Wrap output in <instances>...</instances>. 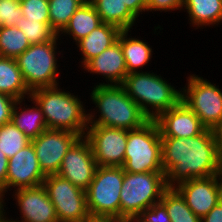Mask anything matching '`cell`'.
Segmentation results:
<instances>
[{
  "mask_svg": "<svg viewBox=\"0 0 222 222\" xmlns=\"http://www.w3.org/2000/svg\"><path fill=\"white\" fill-rule=\"evenodd\" d=\"M161 156L167 187L222 174V160L210 129L189 138L161 137Z\"/></svg>",
  "mask_w": 222,
  "mask_h": 222,
  "instance_id": "6da1fadb",
  "label": "cell"
},
{
  "mask_svg": "<svg viewBox=\"0 0 222 222\" xmlns=\"http://www.w3.org/2000/svg\"><path fill=\"white\" fill-rule=\"evenodd\" d=\"M90 91L95 108L88 109V125L135 130L149 121L121 84L94 85Z\"/></svg>",
  "mask_w": 222,
  "mask_h": 222,
  "instance_id": "7a4b0ae2",
  "label": "cell"
},
{
  "mask_svg": "<svg viewBox=\"0 0 222 222\" xmlns=\"http://www.w3.org/2000/svg\"><path fill=\"white\" fill-rule=\"evenodd\" d=\"M78 95L61 89L60 85L31 92L46 121L48 129L66 130L84 137L88 128V109Z\"/></svg>",
  "mask_w": 222,
  "mask_h": 222,
  "instance_id": "3957f363",
  "label": "cell"
},
{
  "mask_svg": "<svg viewBox=\"0 0 222 222\" xmlns=\"http://www.w3.org/2000/svg\"><path fill=\"white\" fill-rule=\"evenodd\" d=\"M162 77L153 71L133 72L121 84L149 120H155L181 101L182 89H176Z\"/></svg>",
  "mask_w": 222,
  "mask_h": 222,
  "instance_id": "277c9868",
  "label": "cell"
},
{
  "mask_svg": "<svg viewBox=\"0 0 222 222\" xmlns=\"http://www.w3.org/2000/svg\"><path fill=\"white\" fill-rule=\"evenodd\" d=\"M167 188L164 172H124L120 193V221L134 222L144 210L160 202Z\"/></svg>",
  "mask_w": 222,
  "mask_h": 222,
  "instance_id": "5b68a950",
  "label": "cell"
},
{
  "mask_svg": "<svg viewBox=\"0 0 222 222\" xmlns=\"http://www.w3.org/2000/svg\"><path fill=\"white\" fill-rule=\"evenodd\" d=\"M60 37L41 44H31L15 60L26 87L30 92L39 89L59 85L58 58L63 52L58 48L61 43ZM58 57V58H57ZM58 63V64H57Z\"/></svg>",
  "mask_w": 222,
  "mask_h": 222,
  "instance_id": "8992f818",
  "label": "cell"
},
{
  "mask_svg": "<svg viewBox=\"0 0 222 222\" xmlns=\"http://www.w3.org/2000/svg\"><path fill=\"white\" fill-rule=\"evenodd\" d=\"M122 168L131 173L163 172L161 133L155 120H149L138 129L128 130Z\"/></svg>",
  "mask_w": 222,
  "mask_h": 222,
  "instance_id": "52a82bcc",
  "label": "cell"
},
{
  "mask_svg": "<svg viewBox=\"0 0 222 222\" xmlns=\"http://www.w3.org/2000/svg\"><path fill=\"white\" fill-rule=\"evenodd\" d=\"M122 167L98 166L86 190L90 215L108 216L120 220V193L124 180Z\"/></svg>",
  "mask_w": 222,
  "mask_h": 222,
  "instance_id": "ba28073f",
  "label": "cell"
},
{
  "mask_svg": "<svg viewBox=\"0 0 222 222\" xmlns=\"http://www.w3.org/2000/svg\"><path fill=\"white\" fill-rule=\"evenodd\" d=\"M182 87L181 100L199 117L206 129L222 120V89L201 75L190 74Z\"/></svg>",
  "mask_w": 222,
  "mask_h": 222,
  "instance_id": "9c48e42d",
  "label": "cell"
},
{
  "mask_svg": "<svg viewBox=\"0 0 222 222\" xmlns=\"http://www.w3.org/2000/svg\"><path fill=\"white\" fill-rule=\"evenodd\" d=\"M54 205L59 222H81L89 215L86 191L57 174L48 175L42 184Z\"/></svg>",
  "mask_w": 222,
  "mask_h": 222,
  "instance_id": "30bf717a",
  "label": "cell"
},
{
  "mask_svg": "<svg viewBox=\"0 0 222 222\" xmlns=\"http://www.w3.org/2000/svg\"><path fill=\"white\" fill-rule=\"evenodd\" d=\"M12 194L11 198L15 200V207L18 208L20 215L16 219L12 215L7 217V203H2L3 222H59L54 205L43 185L16 189Z\"/></svg>",
  "mask_w": 222,
  "mask_h": 222,
  "instance_id": "8fae6325",
  "label": "cell"
},
{
  "mask_svg": "<svg viewBox=\"0 0 222 222\" xmlns=\"http://www.w3.org/2000/svg\"><path fill=\"white\" fill-rule=\"evenodd\" d=\"M84 137L91 145L98 166H123L128 130L88 125Z\"/></svg>",
  "mask_w": 222,
  "mask_h": 222,
  "instance_id": "7c38bea8",
  "label": "cell"
},
{
  "mask_svg": "<svg viewBox=\"0 0 222 222\" xmlns=\"http://www.w3.org/2000/svg\"><path fill=\"white\" fill-rule=\"evenodd\" d=\"M79 138L78 134L70 131L46 129L36 139L31 140L40 169L45 176L58 173L64 156Z\"/></svg>",
  "mask_w": 222,
  "mask_h": 222,
  "instance_id": "4fadbf2b",
  "label": "cell"
},
{
  "mask_svg": "<svg viewBox=\"0 0 222 222\" xmlns=\"http://www.w3.org/2000/svg\"><path fill=\"white\" fill-rule=\"evenodd\" d=\"M97 167L89 141L80 137L67 151L57 175L86 191Z\"/></svg>",
  "mask_w": 222,
  "mask_h": 222,
  "instance_id": "5bb4252c",
  "label": "cell"
},
{
  "mask_svg": "<svg viewBox=\"0 0 222 222\" xmlns=\"http://www.w3.org/2000/svg\"><path fill=\"white\" fill-rule=\"evenodd\" d=\"M174 188L194 214L202 218L222 200V174L186 180Z\"/></svg>",
  "mask_w": 222,
  "mask_h": 222,
  "instance_id": "9a60e30c",
  "label": "cell"
},
{
  "mask_svg": "<svg viewBox=\"0 0 222 222\" xmlns=\"http://www.w3.org/2000/svg\"><path fill=\"white\" fill-rule=\"evenodd\" d=\"M45 178L40 169L35 148L30 142L8 159L6 196L7 193L8 195L11 193V190L42 185Z\"/></svg>",
  "mask_w": 222,
  "mask_h": 222,
  "instance_id": "2e32d148",
  "label": "cell"
},
{
  "mask_svg": "<svg viewBox=\"0 0 222 222\" xmlns=\"http://www.w3.org/2000/svg\"><path fill=\"white\" fill-rule=\"evenodd\" d=\"M155 121L161 137L189 138L206 130L199 117L182 100L162 112Z\"/></svg>",
  "mask_w": 222,
  "mask_h": 222,
  "instance_id": "e0dca14e",
  "label": "cell"
},
{
  "mask_svg": "<svg viewBox=\"0 0 222 222\" xmlns=\"http://www.w3.org/2000/svg\"><path fill=\"white\" fill-rule=\"evenodd\" d=\"M83 69L87 73L100 75V77L102 76L101 78L105 79L103 83L97 82L94 85L122 84L128 73L119 37L113 45L91 59Z\"/></svg>",
  "mask_w": 222,
  "mask_h": 222,
  "instance_id": "ac0fdd59",
  "label": "cell"
},
{
  "mask_svg": "<svg viewBox=\"0 0 222 222\" xmlns=\"http://www.w3.org/2000/svg\"><path fill=\"white\" fill-rule=\"evenodd\" d=\"M121 29L109 23H102L86 37L75 43L81 55L79 65L83 68L91 59L113 45L121 33ZM79 48V49H78Z\"/></svg>",
  "mask_w": 222,
  "mask_h": 222,
  "instance_id": "d6986e66",
  "label": "cell"
},
{
  "mask_svg": "<svg viewBox=\"0 0 222 222\" xmlns=\"http://www.w3.org/2000/svg\"><path fill=\"white\" fill-rule=\"evenodd\" d=\"M31 105L25 104L26 98L19 99L15 102L12 113L11 122L30 140H34L39 134L47 128L44 114L37 103L30 97L27 98ZM24 106V107H23Z\"/></svg>",
  "mask_w": 222,
  "mask_h": 222,
  "instance_id": "ffe728a7",
  "label": "cell"
},
{
  "mask_svg": "<svg viewBox=\"0 0 222 222\" xmlns=\"http://www.w3.org/2000/svg\"><path fill=\"white\" fill-rule=\"evenodd\" d=\"M182 11L187 12L186 18L195 30L222 23V0H184Z\"/></svg>",
  "mask_w": 222,
  "mask_h": 222,
  "instance_id": "44dd1931",
  "label": "cell"
},
{
  "mask_svg": "<svg viewBox=\"0 0 222 222\" xmlns=\"http://www.w3.org/2000/svg\"><path fill=\"white\" fill-rule=\"evenodd\" d=\"M132 30H122L119 34V43L125 58L127 73L141 72L144 66H148L153 58V47L141 37H132Z\"/></svg>",
  "mask_w": 222,
  "mask_h": 222,
  "instance_id": "7402d4cb",
  "label": "cell"
},
{
  "mask_svg": "<svg viewBox=\"0 0 222 222\" xmlns=\"http://www.w3.org/2000/svg\"><path fill=\"white\" fill-rule=\"evenodd\" d=\"M100 24H102L100 16L94 6L87 0L71 16L68 24L58 36L61 37L60 39L72 38L74 44L90 34ZM62 36L66 37L62 38Z\"/></svg>",
  "mask_w": 222,
  "mask_h": 222,
  "instance_id": "603a6c76",
  "label": "cell"
},
{
  "mask_svg": "<svg viewBox=\"0 0 222 222\" xmlns=\"http://www.w3.org/2000/svg\"><path fill=\"white\" fill-rule=\"evenodd\" d=\"M100 16L102 23H109L121 30H133L138 18L127 8L123 0H88ZM137 21V22H136Z\"/></svg>",
  "mask_w": 222,
  "mask_h": 222,
  "instance_id": "cb8c5ba5",
  "label": "cell"
},
{
  "mask_svg": "<svg viewBox=\"0 0 222 222\" xmlns=\"http://www.w3.org/2000/svg\"><path fill=\"white\" fill-rule=\"evenodd\" d=\"M0 93L16 100L29 98L31 92L25 85L15 59L0 56Z\"/></svg>",
  "mask_w": 222,
  "mask_h": 222,
  "instance_id": "d4e9b609",
  "label": "cell"
},
{
  "mask_svg": "<svg viewBox=\"0 0 222 222\" xmlns=\"http://www.w3.org/2000/svg\"><path fill=\"white\" fill-rule=\"evenodd\" d=\"M172 222H201V218L187 206L185 199L174 188L168 187L160 200Z\"/></svg>",
  "mask_w": 222,
  "mask_h": 222,
  "instance_id": "484cf974",
  "label": "cell"
},
{
  "mask_svg": "<svg viewBox=\"0 0 222 222\" xmlns=\"http://www.w3.org/2000/svg\"><path fill=\"white\" fill-rule=\"evenodd\" d=\"M31 44L16 26H0V56L16 59Z\"/></svg>",
  "mask_w": 222,
  "mask_h": 222,
  "instance_id": "4316f807",
  "label": "cell"
},
{
  "mask_svg": "<svg viewBox=\"0 0 222 222\" xmlns=\"http://www.w3.org/2000/svg\"><path fill=\"white\" fill-rule=\"evenodd\" d=\"M51 27L59 34L68 24L71 16L87 0H48Z\"/></svg>",
  "mask_w": 222,
  "mask_h": 222,
  "instance_id": "83f0119b",
  "label": "cell"
},
{
  "mask_svg": "<svg viewBox=\"0 0 222 222\" xmlns=\"http://www.w3.org/2000/svg\"><path fill=\"white\" fill-rule=\"evenodd\" d=\"M31 142L12 122L0 126V150L9 159Z\"/></svg>",
  "mask_w": 222,
  "mask_h": 222,
  "instance_id": "f1b7e54d",
  "label": "cell"
},
{
  "mask_svg": "<svg viewBox=\"0 0 222 222\" xmlns=\"http://www.w3.org/2000/svg\"><path fill=\"white\" fill-rule=\"evenodd\" d=\"M16 27L21 29L30 44L46 43L58 36L50 24L28 20L24 16L20 17Z\"/></svg>",
  "mask_w": 222,
  "mask_h": 222,
  "instance_id": "f546056e",
  "label": "cell"
},
{
  "mask_svg": "<svg viewBox=\"0 0 222 222\" xmlns=\"http://www.w3.org/2000/svg\"><path fill=\"white\" fill-rule=\"evenodd\" d=\"M20 6L26 19L50 24L48 0H20Z\"/></svg>",
  "mask_w": 222,
  "mask_h": 222,
  "instance_id": "4dcf8cb0",
  "label": "cell"
},
{
  "mask_svg": "<svg viewBox=\"0 0 222 222\" xmlns=\"http://www.w3.org/2000/svg\"><path fill=\"white\" fill-rule=\"evenodd\" d=\"M22 16L20 0H0V26H16Z\"/></svg>",
  "mask_w": 222,
  "mask_h": 222,
  "instance_id": "1f68e13d",
  "label": "cell"
},
{
  "mask_svg": "<svg viewBox=\"0 0 222 222\" xmlns=\"http://www.w3.org/2000/svg\"><path fill=\"white\" fill-rule=\"evenodd\" d=\"M134 222H172L165 206L158 202L144 210Z\"/></svg>",
  "mask_w": 222,
  "mask_h": 222,
  "instance_id": "d6a6232c",
  "label": "cell"
},
{
  "mask_svg": "<svg viewBox=\"0 0 222 222\" xmlns=\"http://www.w3.org/2000/svg\"><path fill=\"white\" fill-rule=\"evenodd\" d=\"M184 0H148L146 14L149 12H172L179 10L182 11Z\"/></svg>",
  "mask_w": 222,
  "mask_h": 222,
  "instance_id": "836d02e7",
  "label": "cell"
},
{
  "mask_svg": "<svg viewBox=\"0 0 222 222\" xmlns=\"http://www.w3.org/2000/svg\"><path fill=\"white\" fill-rule=\"evenodd\" d=\"M16 101V99L0 93V126L11 122V113Z\"/></svg>",
  "mask_w": 222,
  "mask_h": 222,
  "instance_id": "e575fe53",
  "label": "cell"
},
{
  "mask_svg": "<svg viewBox=\"0 0 222 222\" xmlns=\"http://www.w3.org/2000/svg\"><path fill=\"white\" fill-rule=\"evenodd\" d=\"M8 158L0 150V199L5 203L6 195V176H7ZM5 198V199H4Z\"/></svg>",
  "mask_w": 222,
  "mask_h": 222,
  "instance_id": "d590c367",
  "label": "cell"
},
{
  "mask_svg": "<svg viewBox=\"0 0 222 222\" xmlns=\"http://www.w3.org/2000/svg\"><path fill=\"white\" fill-rule=\"evenodd\" d=\"M148 0H123L127 8L138 18L146 12ZM141 14V15H140Z\"/></svg>",
  "mask_w": 222,
  "mask_h": 222,
  "instance_id": "8d00e7d4",
  "label": "cell"
},
{
  "mask_svg": "<svg viewBox=\"0 0 222 222\" xmlns=\"http://www.w3.org/2000/svg\"><path fill=\"white\" fill-rule=\"evenodd\" d=\"M201 222H222V200L207 215L201 218Z\"/></svg>",
  "mask_w": 222,
  "mask_h": 222,
  "instance_id": "74e56055",
  "label": "cell"
},
{
  "mask_svg": "<svg viewBox=\"0 0 222 222\" xmlns=\"http://www.w3.org/2000/svg\"><path fill=\"white\" fill-rule=\"evenodd\" d=\"M214 142L216 144L217 152L222 160V120L217 123L212 129Z\"/></svg>",
  "mask_w": 222,
  "mask_h": 222,
  "instance_id": "f35d334b",
  "label": "cell"
},
{
  "mask_svg": "<svg viewBox=\"0 0 222 222\" xmlns=\"http://www.w3.org/2000/svg\"><path fill=\"white\" fill-rule=\"evenodd\" d=\"M81 222H122L116 218L108 216L88 215Z\"/></svg>",
  "mask_w": 222,
  "mask_h": 222,
  "instance_id": "ab89813d",
  "label": "cell"
},
{
  "mask_svg": "<svg viewBox=\"0 0 222 222\" xmlns=\"http://www.w3.org/2000/svg\"><path fill=\"white\" fill-rule=\"evenodd\" d=\"M1 217H2V200L0 199V220H1Z\"/></svg>",
  "mask_w": 222,
  "mask_h": 222,
  "instance_id": "60d3db41",
  "label": "cell"
}]
</instances>
